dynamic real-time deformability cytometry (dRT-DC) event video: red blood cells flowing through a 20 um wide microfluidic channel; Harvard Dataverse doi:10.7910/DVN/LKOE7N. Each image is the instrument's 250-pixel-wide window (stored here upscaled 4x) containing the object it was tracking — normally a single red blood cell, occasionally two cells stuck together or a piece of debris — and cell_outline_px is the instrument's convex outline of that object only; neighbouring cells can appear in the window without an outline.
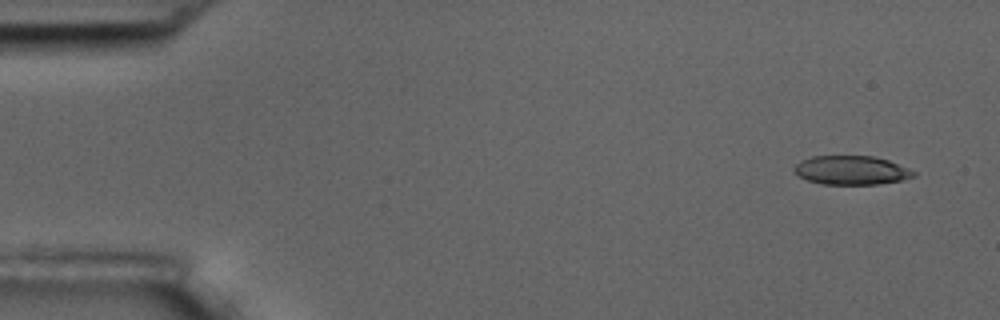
{"species": "common noctule bat (a hibernating species)", "species_latin": "Nyctalus noctula", "temperature_condition": "room temperature", "stored_images_in_passage": 6, "camera_frame_rate_fps": 3000, "um_per_image_px": 0.085, "animal": {"sex": "male", "body_mass_g": 17.5, "forearm_length_mm": 52.3}, "frame": {"image": 1, "passage_image": 1, "time_ms": 0.0, "image_size_px": [1000, 320], "cell_outline_px": [[916, 176], [900, 180], [876, 184], [824, 184], [808, 180], [792, 172], [792, 168], [800, 160], [812, 156], [872, 156], [888, 160], [908, 168], [916, 172]], "centroid_in_image_um": [72.33, 14.46], "position_along_channel_um": 12.7, "area_um2": 20.06}}
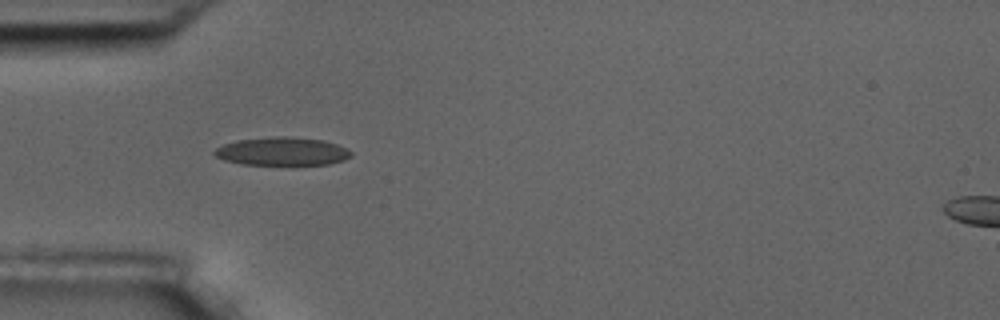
{"frame": {"image": 2, "passage_image": 5, "time_ms": 4.667, "image_size_px": [1000, 320], "cell_outline_px": [[352, 156], [344, 160], [328, 164], [244, 164], [224, 160], [216, 156], [212, 152], [216, 148], [224, 144], [236, 140], [276, 136], [284, 136], [324, 140], [336, 144], [352, 152]], "centroid_in_image_um": [23.97, 12.86], "position_along_channel_um": 61.0, "area_um2": 22.25}}